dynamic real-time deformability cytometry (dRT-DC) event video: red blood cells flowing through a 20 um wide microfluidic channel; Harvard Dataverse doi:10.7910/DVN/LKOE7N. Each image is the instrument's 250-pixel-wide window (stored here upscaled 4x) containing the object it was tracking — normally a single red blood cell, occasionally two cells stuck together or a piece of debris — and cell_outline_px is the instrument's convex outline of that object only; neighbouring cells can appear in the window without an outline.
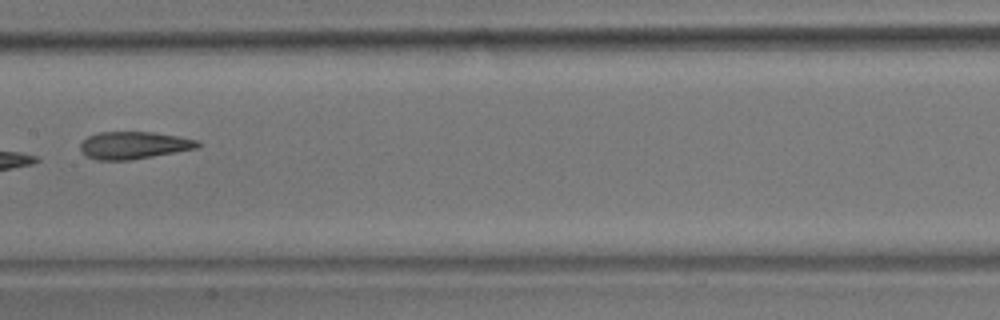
{"species": "common noctule bat (a hibernating species)", "species_latin": "Nyctalus noctula", "temperature_condition": "room temperature", "stored_images_in_passage": 9, "camera_frame_rate_fps": 3000, "um_per_image_px": 0.085, "animal": {"sex": "male", "body_mass_g": 17.9}, "frame": {"image": 1, "passage_image": 8, "time_ms": 8.333, "image_size_px": [1000, 320], "cell_outline_px": [[200, 144], [196, 148], [152, 156], [128, 160], [96, 160], [88, 156], [80, 148], [80, 144], [88, 136], [100, 132], [152, 132], [200, 140]], "centroid_in_image_um": [11.37, 12.34], "position_along_channel_um": 196.0, "area_um2": 18.38}}